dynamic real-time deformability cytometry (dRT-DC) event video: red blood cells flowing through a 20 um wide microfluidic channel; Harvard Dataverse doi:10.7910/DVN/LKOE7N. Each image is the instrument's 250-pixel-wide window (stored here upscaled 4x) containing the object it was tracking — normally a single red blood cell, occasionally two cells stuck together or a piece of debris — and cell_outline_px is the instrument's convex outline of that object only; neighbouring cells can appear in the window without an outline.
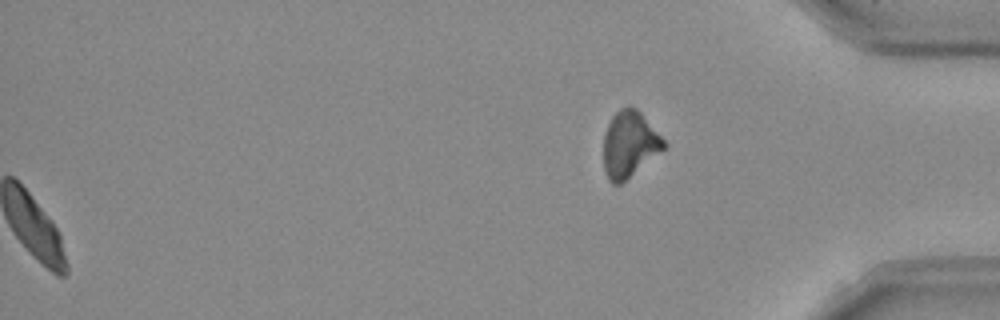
{"species": "Egyptian fruit bat (a non-hibernating species)", "species_latin": "Rousettus aegyptiacus", "temperature_condition": "room temperature", "stored_images_in_passage": 51, "segment_of_instrument_passage": [2, 2], "camera_frame_rate_fps": 3000, "um_per_image_px": 0.085, "frame": {"image": 1, "passage_image": 51, "time_ms": 16.667, "image_size_px": [1000, 320], "cell_outline_px": [[668, 144], [664, 148], [620, 184], [612, 184], [608, 180], [604, 168], [604, 132], [612, 116], [620, 108], [628, 104], [636, 108], [640, 112]], "centroid_in_image_um": [53.48, 12.23], "position_along_channel_um": 381.7, "area_um2": 22.95}}